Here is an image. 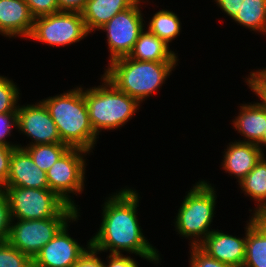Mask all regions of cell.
Masks as SVG:
<instances>
[{"label": "cell", "instance_id": "cell-26", "mask_svg": "<svg viewBox=\"0 0 266 267\" xmlns=\"http://www.w3.org/2000/svg\"><path fill=\"white\" fill-rule=\"evenodd\" d=\"M0 267H32V259L5 241L0 243Z\"/></svg>", "mask_w": 266, "mask_h": 267}, {"label": "cell", "instance_id": "cell-3", "mask_svg": "<svg viewBox=\"0 0 266 267\" xmlns=\"http://www.w3.org/2000/svg\"><path fill=\"white\" fill-rule=\"evenodd\" d=\"M177 65L178 62L138 61L126 56L108 63L103 76L141 104L158 92Z\"/></svg>", "mask_w": 266, "mask_h": 267}, {"label": "cell", "instance_id": "cell-14", "mask_svg": "<svg viewBox=\"0 0 266 267\" xmlns=\"http://www.w3.org/2000/svg\"><path fill=\"white\" fill-rule=\"evenodd\" d=\"M34 27V17L24 0H0V35L28 39Z\"/></svg>", "mask_w": 266, "mask_h": 267}, {"label": "cell", "instance_id": "cell-37", "mask_svg": "<svg viewBox=\"0 0 266 267\" xmlns=\"http://www.w3.org/2000/svg\"><path fill=\"white\" fill-rule=\"evenodd\" d=\"M257 146L261 149V151L263 152V154H264V150L265 149H263L264 147L266 148V130H265V132H264V135H263V137H262V139H261V141L257 144Z\"/></svg>", "mask_w": 266, "mask_h": 267}, {"label": "cell", "instance_id": "cell-7", "mask_svg": "<svg viewBox=\"0 0 266 267\" xmlns=\"http://www.w3.org/2000/svg\"><path fill=\"white\" fill-rule=\"evenodd\" d=\"M87 154L90 153L86 150L69 148L46 172L49 189L79 211L71 194L77 196L84 191Z\"/></svg>", "mask_w": 266, "mask_h": 267}, {"label": "cell", "instance_id": "cell-31", "mask_svg": "<svg viewBox=\"0 0 266 267\" xmlns=\"http://www.w3.org/2000/svg\"><path fill=\"white\" fill-rule=\"evenodd\" d=\"M34 18L59 12L57 0H24Z\"/></svg>", "mask_w": 266, "mask_h": 267}, {"label": "cell", "instance_id": "cell-33", "mask_svg": "<svg viewBox=\"0 0 266 267\" xmlns=\"http://www.w3.org/2000/svg\"><path fill=\"white\" fill-rule=\"evenodd\" d=\"M108 258V259H107ZM107 263L103 260L104 267H139L135 258L124 254H107Z\"/></svg>", "mask_w": 266, "mask_h": 267}, {"label": "cell", "instance_id": "cell-10", "mask_svg": "<svg viewBox=\"0 0 266 267\" xmlns=\"http://www.w3.org/2000/svg\"><path fill=\"white\" fill-rule=\"evenodd\" d=\"M141 4L133 3L129 8L117 13L100 30L106 33L109 61L128 56L140 33L145 29ZM144 22V23H143Z\"/></svg>", "mask_w": 266, "mask_h": 267}, {"label": "cell", "instance_id": "cell-20", "mask_svg": "<svg viewBox=\"0 0 266 267\" xmlns=\"http://www.w3.org/2000/svg\"><path fill=\"white\" fill-rule=\"evenodd\" d=\"M132 4L131 0H87L81 14L88 32L99 31L112 17Z\"/></svg>", "mask_w": 266, "mask_h": 267}, {"label": "cell", "instance_id": "cell-18", "mask_svg": "<svg viewBox=\"0 0 266 267\" xmlns=\"http://www.w3.org/2000/svg\"><path fill=\"white\" fill-rule=\"evenodd\" d=\"M246 222L245 261L242 267H266V218L250 216Z\"/></svg>", "mask_w": 266, "mask_h": 267}, {"label": "cell", "instance_id": "cell-34", "mask_svg": "<svg viewBox=\"0 0 266 267\" xmlns=\"http://www.w3.org/2000/svg\"><path fill=\"white\" fill-rule=\"evenodd\" d=\"M15 148L0 144V176L6 181L10 171V160Z\"/></svg>", "mask_w": 266, "mask_h": 267}, {"label": "cell", "instance_id": "cell-29", "mask_svg": "<svg viewBox=\"0 0 266 267\" xmlns=\"http://www.w3.org/2000/svg\"><path fill=\"white\" fill-rule=\"evenodd\" d=\"M12 128L17 129V113L0 114V144L7 147L17 148L18 144L8 142L7 137L11 136Z\"/></svg>", "mask_w": 266, "mask_h": 267}, {"label": "cell", "instance_id": "cell-6", "mask_svg": "<svg viewBox=\"0 0 266 267\" xmlns=\"http://www.w3.org/2000/svg\"><path fill=\"white\" fill-rule=\"evenodd\" d=\"M78 211L67 205L56 217L38 220L12 219L7 241L33 259Z\"/></svg>", "mask_w": 266, "mask_h": 267}, {"label": "cell", "instance_id": "cell-1", "mask_svg": "<svg viewBox=\"0 0 266 267\" xmlns=\"http://www.w3.org/2000/svg\"><path fill=\"white\" fill-rule=\"evenodd\" d=\"M140 194L135 188H121L102 206V222L96 234L90 238L91 246L100 253L135 254L153 264H160L159 251L143 235L137 211Z\"/></svg>", "mask_w": 266, "mask_h": 267}, {"label": "cell", "instance_id": "cell-24", "mask_svg": "<svg viewBox=\"0 0 266 267\" xmlns=\"http://www.w3.org/2000/svg\"><path fill=\"white\" fill-rule=\"evenodd\" d=\"M70 147L64 143L38 144L23 148L34 164L47 172Z\"/></svg>", "mask_w": 266, "mask_h": 267}, {"label": "cell", "instance_id": "cell-2", "mask_svg": "<svg viewBox=\"0 0 266 267\" xmlns=\"http://www.w3.org/2000/svg\"><path fill=\"white\" fill-rule=\"evenodd\" d=\"M41 101L55 122L61 141L70 148L93 153L99 137L90 122L83 87L77 86Z\"/></svg>", "mask_w": 266, "mask_h": 267}, {"label": "cell", "instance_id": "cell-16", "mask_svg": "<svg viewBox=\"0 0 266 267\" xmlns=\"http://www.w3.org/2000/svg\"><path fill=\"white\" fill-rule=\"evenodd\" d=\"M225 149L221 167L239 183L265 155L261 149L252 143L234 141L228 143Z\"/></svg>", "mask_w": 266, "mask_h": 267}, {"label": "cell", "instance_id": "cell-15", "mask_svg": "<svg viewBox=\"0 0 266 267\" xmlns=\"http://www.w3.org/2000/svg\"><path fill=\"white\" fill-rule=\"evenodd\" d=\"M6 186L49 189L46 172L37 167L23 148H15L10 160Z\"/></svg>", "mask_w": 266, "mask_h": 267}, {"label": "cell", "instance_id": "cell-38", "mask_svg": "<svg viewBox=\"0 0 266 267\" xmlns=\"http://www.w3.org/2000/svg\"><path fill=\"white\" fill-rule=\"evenodd\" d=\"M6 181L0 176V195L6 194Z\"/></svg>", "mask_w": 266, "mask_h": 267}, {"label": "cell", "instance_id": "cell-21", "mask_svg": "<svg viewBox=\"0 0 266 267\" xmlns=\"http://www.w3.org/2000/svg\"><path fill=\"white\" fill-rule=\"evenodd\" d=\"M245 196L255 201L251 215H263L266 211V157L265 155L238 184Z\"/></svg>", "mask_w": 266, "mask_h": 267}, {"label": "cell", "instance_id": "cell-39", "mask_svg": "<svg viewBox=\"0 0 266 267\" xmlns=\"http://www.w3.org/2000/svg\"><path fill=\"white\" fill-rule=\"evenodd\" d=\"M131 1L137 4H141V3L143 4V3H146V1L149 2V0H146V1L145 0H131Z\"/></svg>", "mask_w": 266, "mask_h": 267}, {"label": "cell", "instance_id": "cell-13", "mask_svg": "<svg viewBox=\"0 0 266 267\" xmlns=\"http://www.w3.org/2000/svg\"><path fill=\"white\" fill-rule=\"evenodd\" d=\"M244 228L245 237L241 238L214 229L198 247L211 258L233 267H242L245 261L246 225Z\"/></svg>", "mask_w": 266, "mask_h": 267}, {"label": "cell", "instance_id": "cell-22", "mask_svg": "<svg viewBox=\"0 0 266 267\" xmlns=\"http://www.w3.org/2000/svg\"><path fill=\"white\" fill-rule=\"evenodd\" d=\"M232 20L250 31L266 34V0H244Z\"/></svg>", "mask_w": 266, "mask_h": 267}, {"label": "cell", "instance_id": "cell-9", "mask_svg": "<svg viewBox=\"0 0 266 267\" xmlns=\"http://www.w3.org/2000/svg\"><path fill=\"white\" fill-rule=\"evenodd\" d=\"M11 217L38 220L56 217L68 204L50 189L7 186Z\"/></svg>", "mask_w": 266, "mask_h": 267}, {"label": "cell", "instance_id": "cell-12", "mask_svg": "<svg viewBox=\"0 0 266 267\" xmlns=\"http://www.w3.org/2000/svg\"><path fill=\"white\" fill-rule=\"evenodd\" d=\"M16 113L18 132L20 131V134L32 140L25 146L18 144L19 148L38 144L63 143L55 122L41 100L35 104H18Z\"/></svg>", "mask_w": 266, "mask_h": 267}, {"label": "cell", "instance_id": "cell-11", "mask_svg": "<svg viewBox=\"0 0 266 267\" xmlns=\"http://www.w3.org/2000/svg\"><path fill=\"white\" fill-rule=\"evenodd\" d=\"M78 212L67 222L57 234L36 254L32 259V267H73L77 260L91 246L88 240L86 247L80 245L77 239L69 234V223L77 222L80 217ZM69 229V230H68Z\"/></svg>", "mask_w": 266, "mask_h": 267}, {"label": "cell", "instance_id": "cell-27", "mask_svg": "<svg viewBox=\"0 0 266 267\" xmlns=\"http://www.w3.org/2000/svg\"><path fill=\"white\" fill-rule=\"evenodd\" d=\"M245 83L249 89L266 105V70L257 69L251 71L248 77L245 78Z\"/></svg>", "mask_w": 266, "mask_h": 267}, {"label": "cell", "instance_id": "cell-17", "mask_svg": "<svg viewBox=\"0 0 266 267\" xmlns=\"http://www.w3.org/2000/svg\"><path fill=\"white\" fill-rule=\"evenodd\" d=\"M239 113L232 120L233 128L243 136L239 142L258 144L266 130V105L260 102L240 104Z\"/></svg>", "mask_w": 266, "mask_h": 267}, {"label": "cell", "instance_id": "cell-5", "mask_svg": "<svg viewBox=\"0 0 266 267\" xmlns=\"http://www.w3.org/2000/svg\"><path fill=\"white\" fill-rule=\"evenodd\" d=\"M185 195L174 218L177 234L189 239V246H198L214 229L211 224L216 214V189L209 181L198 180Z\"/></svg>", "mask_w": 266, "mask_h": 267}, {"label": "cell", "instance_id": "cell-8", "mask_svg": "<svg viewBox=\"0 0 266 267\" xmlns=\"http://www.w3.org/2000/svg\"><path fill=\"white\" fill-rule=\"evenodd\" d=\"M88 32L82 14L59 11L34 18V27L29 40L55 47H65L80 42Z\"/></svg>", "mask_w": 266, "mask_h": 267}, {"label": "cell", "instance_id": "cell-36", "mask_svg": "<svg viewBox=\"0 0 266 267\" xmlns=\"http://www.w3.org/2000/svg\"><path fill=\"white\" fill-rule=\"evenodd\" d=\"M87 0H57L60 11L79 12L85 7Z\"/></svg>", "mask_w": 266, "mask_h": 267}, {"label": "cell", "instance_id": "cell-32", "mask_svg": "<svg viewBox=\"0 0 266 267\" xmlns=\"http://www.w3.org/2000/svg\"><path fill=\"white\" fill-rule=\"evenodd\" d=\"M98 254L100 252L90 246L73 267H104L103 260L97 256Z\"/></svg>", "mask_w": 266, "mask_h": 267}, {"label": "cell", "instance_id": "cell-25", "mask_svg": "<svg viewBox=\"0 0 266 267\" xmlns=\"http://www.w3.org/2000/svg\"><path fill=\"white\" fill-rule=\"evenodd\" d=\"M8 77L0 75V114L16 113L20 99V89Z\"/></svg>", "mask_w": 266, "mask_h": 267}, {"label": "cell", "instance_id": "cell-4", "mask_svg": "<svg viewBox=\"0 0 266 267\" xmlns=\"http://www.w3.org/2000/svg\"><path fill=\"white\" fill-rule=\"evenodd\" d=\"M100 80L103 83L98 86L83 88L90 122L98 137L102 130L112 131L126 125L141 106L136 99L119 91L103 75Z\"/></svg>", "mask_w": 266, "mask_h": 267}, {"label": "cell", "instance_id": "cell-35", "mask_svg": "<svg viewBox=\"0 0 266 267\" xmlns=\"http://www.w3.org/2000/svg\"><path fill=\"white\" fill-rule=\"evenodd\" d=\"M220 10L233 19L244 0H214Z\"/></svg>", "mask_w": 266, "mask_h": 267}, {"label": "cell", "instance_id": "cell-19", "mask_svg": "<svg viewBox=\"0 0 266 267\" xmlns=\"http://www.w3.org/2000/svg\"><path fill=\"white\" fill-rule=\"evenodd\" d=\"M169 46L145 27L128 57L138 61L178 62L177 53Z\"/></svg>", "mask_w": 266, "mask_h": 267}, {"label": "cell", "instance_id": "cell-30", "mask_svg": "<svg viewBox=\"0 0 266 267\" xmlns=\"http://www.w3.org/2000/svg\"><path fill=\"white\" fill-rule=\"evenodd\" d=\"M12 217L6 194L0 195V243L7 241Z\"/></svg>", "mask_w": 266, "mask_h": 267}, {"label": "cell", "instance_id": "cell-23", "mask_svg": "<svg viewBox=\"0 0 266 267\" xmlns=\"http://www.w3.org/2000/svg\"><path fill=\"white\" fill-rule=\"evenodd\" d=\"M147 23V29L162 39L167 45L171 43L177 36H180L181 21L178 14L167 9H161Z\"/></svg>", "mask_w": 266, "mask_h": 267}, {"label": "cell", "instance_id": "cell-28", "mask_svg": "<svg viewBox=\"0 0 266 267\" xmlns=\"http://www.w3.org/2000/svg\"><path fill=\"white\" fill-rule=\"evenodd\" d=\"M189 267H233L227 263L209 257L198 246H190Z\"/></svg>", "mask_w": 266, "mask_h": 267}]
</instances>
